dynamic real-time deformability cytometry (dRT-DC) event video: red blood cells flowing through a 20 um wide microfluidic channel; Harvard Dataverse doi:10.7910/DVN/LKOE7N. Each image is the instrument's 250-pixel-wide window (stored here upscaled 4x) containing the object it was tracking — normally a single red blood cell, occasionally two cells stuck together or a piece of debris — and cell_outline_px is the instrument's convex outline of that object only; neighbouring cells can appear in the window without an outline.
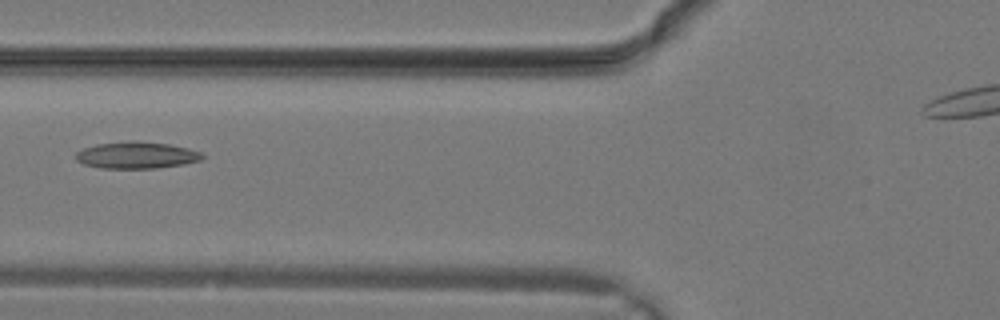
{"species": "common noctule bat (a hibernating species)", "species_latin": "Nyctalus noctula", "temperature_condition": "warm", "stored_images_in_passage": 26, "camera_frame_rate_fps": 3000, "um_per_image_px": 0.085, "animal": {"sex": "male", "body_mass_g": 19.2, "forearm_length_mm": 51.8}, "frame": {"image": 1, "passage_image": 10, "time_ms": 3.0, "image_size_px": [1000, 320], "cell_outline_px": [[204, 156], [200, 160], [184, 164], [156, 168], [100, 168], [84, 164], [76, 160], [76, 152], [84, 148], [96, 144], [168, 144], [188, 148], [200, 152]], "centroid_in_image_um": [11.61, 13.24], "position_along_channel_um": 114.2, "area_um2": 18.61}}
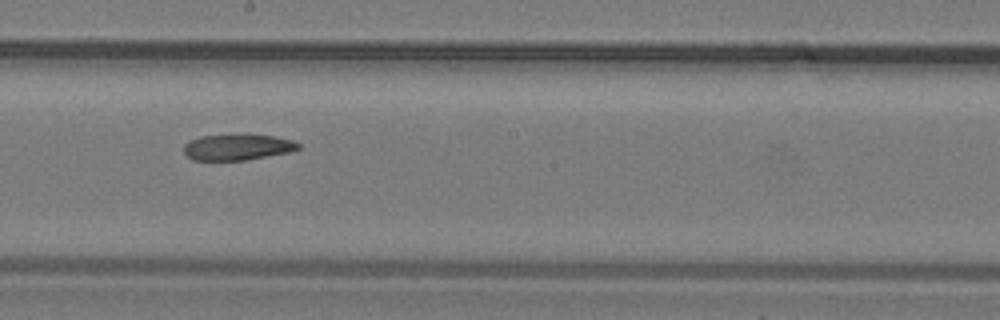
{"frame": {"image": 2, "passage_image": 15, "time_ms": 4.667, "image_size_px": [1000, 320], "cell_outline_px": [[300, 148], [292, 152], [244, 160], [192, 160], [184, 152], [184, 144], [188, 140], [200, 136], [244, 132], [276, 136], [292, 140], [300, 144]], "centroid_in_image_um": [20.2, 12.46], "position_along_channel_um": 228.0, "area_um2": 18.09}}
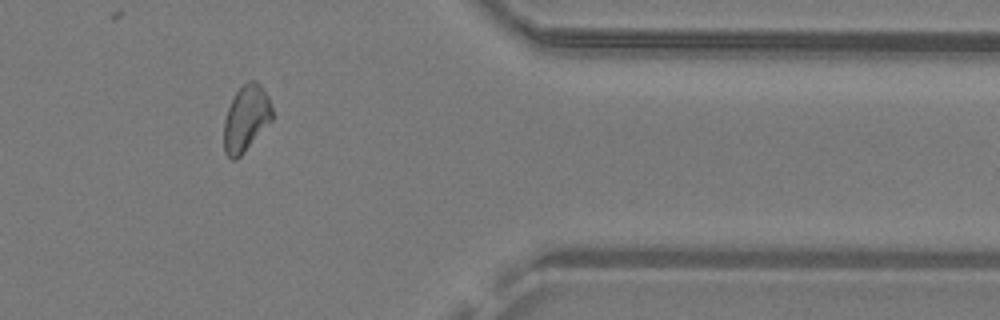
{"frame": {"image": 3, "passage_image": 23, "time_ms": 7.333, "image_size_px": [1000, 320], "cell_outline_px": [[272, 120], [244, 152], [236, 160], [232, 160], [224, 152], [224, 120], [228, 108], [236, 92], [248, 80], [256, 80], [260, 84], [268, 96], [272, 108]], "centroid_in_image_um": [20.91, 10.07], "position_along_channel_um": 390.5, "area_um2": 18.5}}